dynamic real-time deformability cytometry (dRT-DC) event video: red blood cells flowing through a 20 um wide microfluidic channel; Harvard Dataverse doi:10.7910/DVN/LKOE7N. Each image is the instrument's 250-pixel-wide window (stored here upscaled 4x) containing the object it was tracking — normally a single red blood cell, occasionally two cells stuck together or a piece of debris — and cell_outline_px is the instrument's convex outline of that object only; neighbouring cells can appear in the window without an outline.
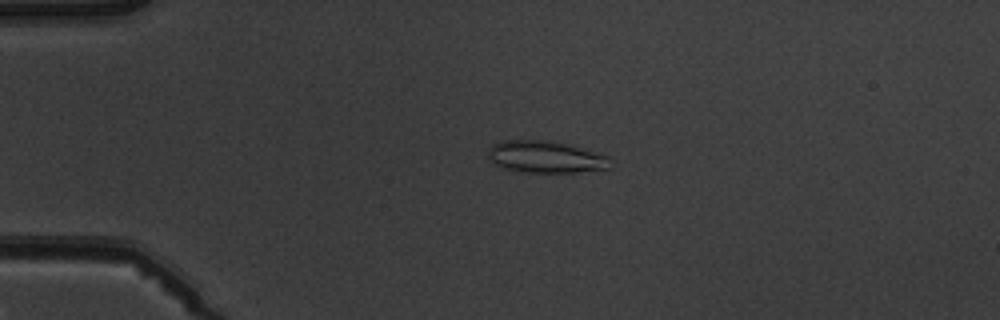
{"species": "common noctule bat (a hibernating species)", "species_latin": "Nyctalus noctula", "temperature_condition": "warm", "stored_images_in_passage": 3, "camera_frame_rate_fps": 3000, "um_per_image_px": 0.085, "animal": {"sex": "male", "body_mass_g": 19.5, "forearm_length_mm": 54.6}, "frame": {"image": 1, "passage_image": 2, "time_ms": 1.333, "image_size_px": [1000, 320], "cell_outline_px": [[612, 168], [576, 172], [524, 172], [504, 168], [488, 160], [488, 148], [492, 144], [504, 140], [556, 140], [596, 152], [608, 156]], "centroid_in_image_um": [46.37, 13.32], "position_along_channel_um": 38.6, "area_um2": 23.0}}